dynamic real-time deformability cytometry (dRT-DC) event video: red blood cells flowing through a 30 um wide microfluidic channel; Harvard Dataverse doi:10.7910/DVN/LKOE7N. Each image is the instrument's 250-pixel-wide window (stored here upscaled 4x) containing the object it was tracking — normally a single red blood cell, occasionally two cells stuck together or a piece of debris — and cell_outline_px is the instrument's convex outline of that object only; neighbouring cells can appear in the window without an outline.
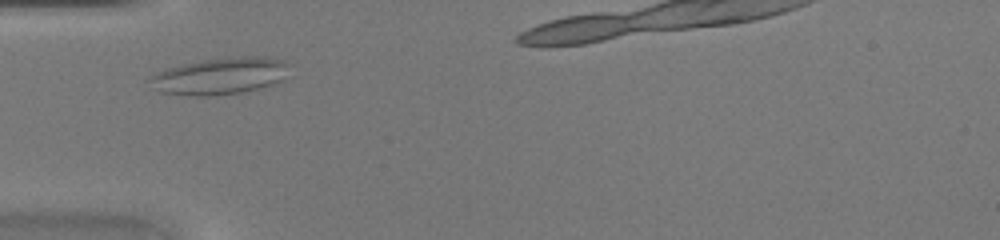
{"species": "common noctule bat (a hibernating species)", "species_latin": "Nyctalus noctula", "temperature_condition": "warm", "stored_images_in_passage": 31, "camera_frame_rate_fps": 3000, "um_per_image_px": 0.085, "animal": {"sex": "female", "body_mass_g": 20.0, "forearm_length_mm": 54.0}, "frame": {"image": 1, "passage_image": 5, "time_ms": 1.333, "image_size_px": [1000, 240], "cell_outline_px": [[292, 64], [284, 80], [260, 88], [244, 92], [212, 96], [192, 96], [160, 92], [148, 80], [148, 76], [164, 68], [204, 60], [240, 56], [268, 56], [284, 60]], "centroid_in_image_um": [18.76, 6.45], "position_along_channel_um": 66.2, "area_um2": 30.4}}
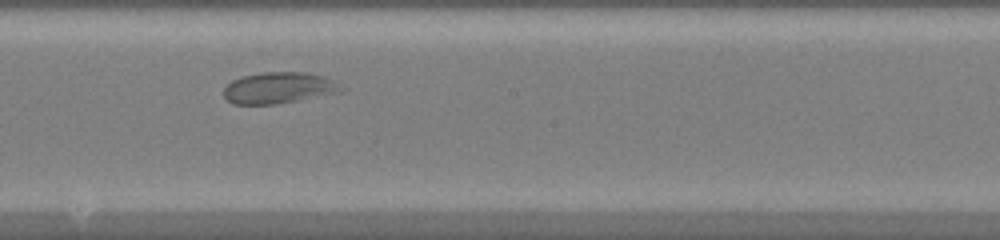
{"frame": {"image": 2, "passage_image": 16, "time_ms": 5.0, "image_size_px": [1000, 240], "cell_outline_px": [[340, 92], [276, 104], [232, 104], [224, 96], [224, 88], [232, 80], [244, 76], [264, 72], [304, 72], [324, 76], [336, 80]], "centroid_in_image_um": [23.66, 7.46], "position_along_channel_um": 224.5, "area_um2": 21.1}}
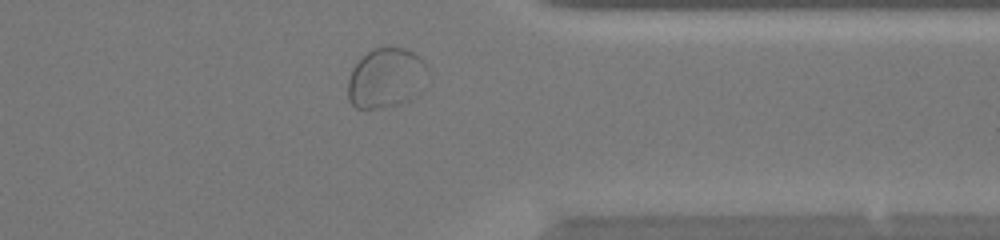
{"frame": {"image": 3, "passage_image": 27, "time_ms": 8.667, "image_size_px": [1000, 240], "cell_outline_px": [[428, 68], [416, 96], [400, 104], [376, 108], [356, 108], [348, 100], [348, 80], [352, 68], [372, 48], [404, 48], [420, 56], [424, 60]], "centroid_in_image_um": [32.79, 6.63], "position_along_channel_um": 378.6, "area_um2": 27.51}}